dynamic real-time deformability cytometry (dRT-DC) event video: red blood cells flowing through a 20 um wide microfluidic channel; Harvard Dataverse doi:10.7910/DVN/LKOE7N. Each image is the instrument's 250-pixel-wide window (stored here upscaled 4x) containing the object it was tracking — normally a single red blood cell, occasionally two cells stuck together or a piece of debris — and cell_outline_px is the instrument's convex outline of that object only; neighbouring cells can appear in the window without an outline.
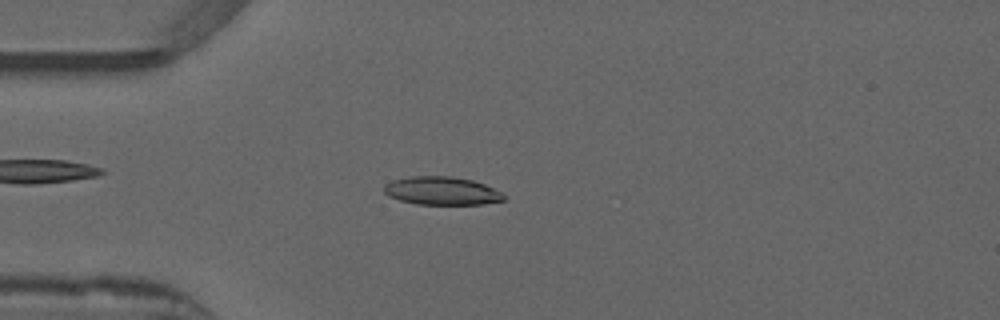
{"species": "common noctule bat (a hibernating species)", "species_latin": "Nyctalus noctula", "temperature_condition": "warm", "stored_images_in_passage": 24, "camera_frame_rate_fps": 3000, "um_per_image_px": 0.085, "animal": {"sex": "male", "forearm_length_mm": 52.5}, "frame": {"image": 1, "passage_image": 13, "time_ms": 4.0, "image_size_px": [1000, 320], "cell_outline_px": [[504, 200], [484, 204], [416, 204], [400, 200], [388, 196], [384, 192], [384, 184], [392, 180], [412, 176], [452, 176], [472, 180], [484, 184], [504, 192]], "centroid_in_image_um": [37.55, 16.22], "position_along_channel_um": 47.4, "area_um2": 19.77}}
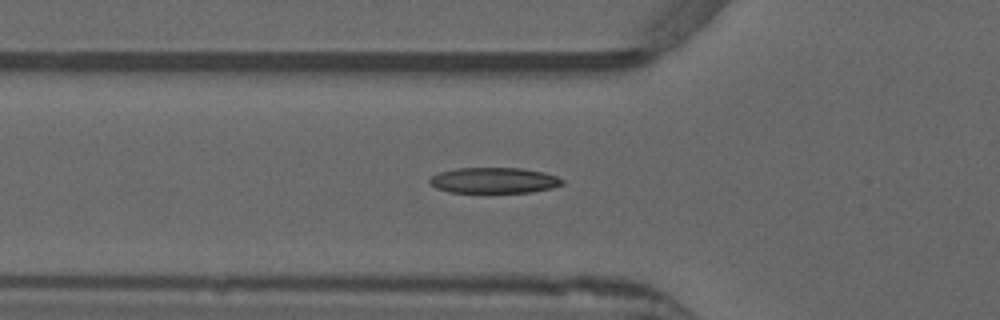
{"frame": {"image": 2, "passage_image": 17, "time_ms": 5.333, "image_size_px": [1000, 320], "cell_outline_px": [[564, 184], [552, 188], [532, 192], [448, 192], [436, 188], [428, 180], [432, 176], [440, 172], [456, 168], [524, 168], [544, 172], [556, 176], [564, 180]], "centroid_in_image_um": [42.02, 15.33], "position_along_channel_um": 83.8, "area_um2": 19.88}}
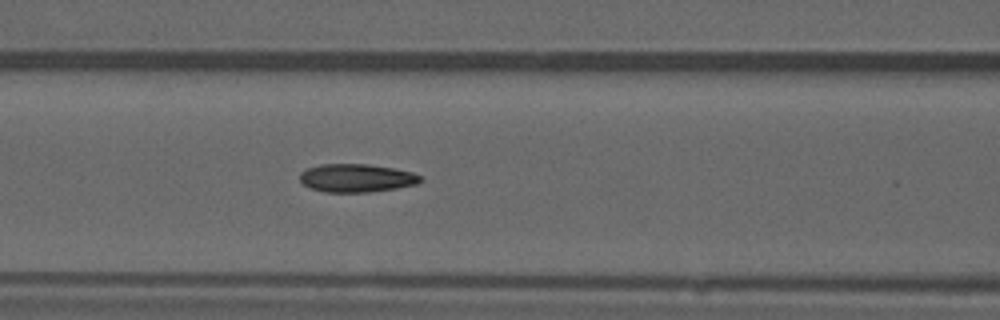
{"frame": {"image": 3, "passage_image": 21, "time_ms": 6.667, "image_size_px": [1000, 320], "cell_outline_px": [[424, 180], [416, 184], [396, 188], [368, 192], [324, 192], [308, 188], [300, 180], [300, 172], [308, 168], [320, 164], [368, 164], [392, 168], [412, 172], [420, 176]], "centroid_in_image_um": [30.28, 15.13], "position_along_channel_um": 136.3, "area_um2": 19.83}}